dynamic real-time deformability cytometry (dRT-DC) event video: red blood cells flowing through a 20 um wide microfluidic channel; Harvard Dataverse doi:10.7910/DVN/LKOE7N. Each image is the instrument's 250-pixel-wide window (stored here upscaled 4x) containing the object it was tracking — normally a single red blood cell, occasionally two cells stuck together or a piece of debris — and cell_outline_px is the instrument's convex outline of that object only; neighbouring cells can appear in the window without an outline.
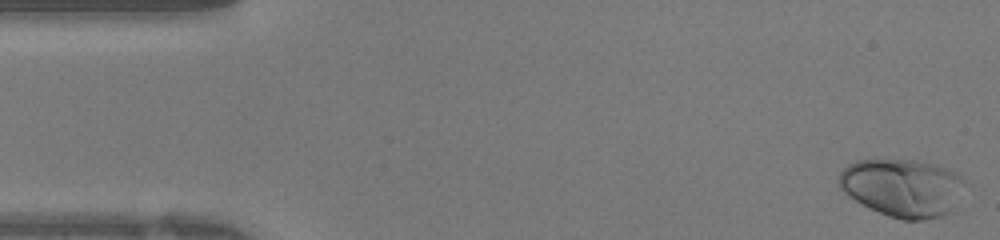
{"species": "human", "species_latin": "Homo sapiens", "temperature_condition": "warm", "stored_images_in_passage": 42, "camera_frame_rate_fps": 3000, "um_per_image_px": 0.085, "donor": {"sex": "female"}, "frame": {"image": 1, "passage_image": 1, "time_ms": 0.0, "image_size_px": [1000, 240], "cell_outline_px": [[968, 180], [952, 212], [944, 216], [924, 220], [904, 220], [888, 216], [856, 200], [844, 192], [840, 188], [840, 172], [848, 164], [856, 160], [912, 160], [932, 164], [948, 168], [956, 172]], "centroid_in_image_um": [76.79, 15.96], "position_along_channel_um": 8.2, "area_um2": 42.6}}
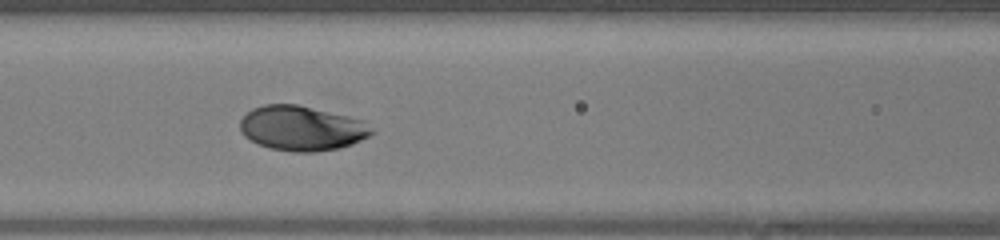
{"frame": {"image": 2, "passage_image": 17, "time_ms": 5.333, "image_size_px": [1000, 240], "cell_outline_px": [[376, 132], [352, 144], [340, 148], [316, 152], [292, 152], [272, 148], [260, 144], [244, 136], [240, 128], [240, 120], [252, 108], [264, 104], [296, 104], [348, 116], [364, 120]], "centroid_in_image_um": [25.67, 10.9], "position_along_channel_um": 140.9, "area_um2": 34.28}}
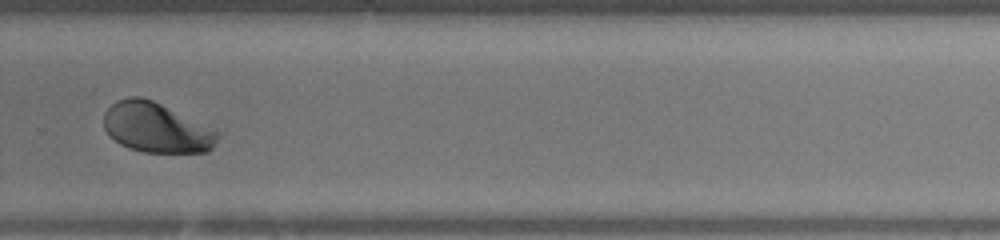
{"frame": {"image": 3, "passage_image": 28, "time_ms": 9.0, "image_size_px": [1000, 240], "cell_outline_px": [[224, 132], [212, 148], [208, 152], [144, 152], [128, 148], [120, 144], [104, 128], [104, 112], [116, 100], [128, 96], [140, 96], [152, 100], [216, 128]], "centroid_in_image_um": [13.36, 10.84], "position_along_channel_um": 316.4, "area_um2": 33.52}}